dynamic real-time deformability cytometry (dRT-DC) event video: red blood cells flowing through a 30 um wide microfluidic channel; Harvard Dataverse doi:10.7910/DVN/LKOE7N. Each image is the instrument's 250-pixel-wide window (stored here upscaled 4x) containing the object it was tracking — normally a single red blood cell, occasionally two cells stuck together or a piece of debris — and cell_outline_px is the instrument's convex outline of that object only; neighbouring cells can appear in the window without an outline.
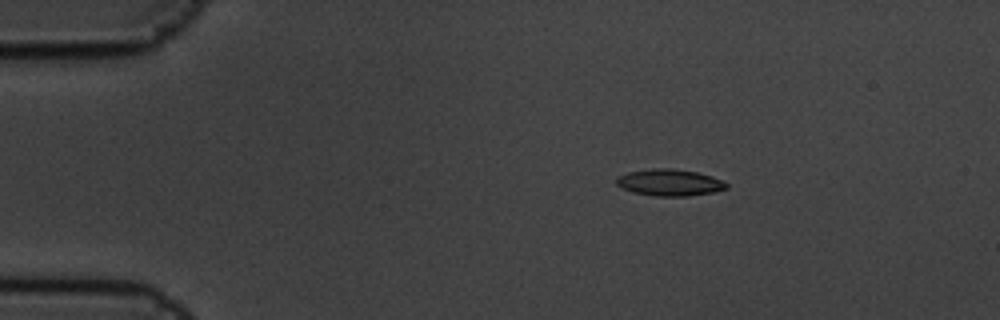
{"species": "common noctule bat (a hibernating species)", "species_latin": "Nyctalus noctula", "temperature_condition": "cold", "stored_images_in_passage": 15, "camera_frame_rate_fps": 3000, "um_per_image_px": 0.085, "animal": {"sex": "male", "body_mass_g": 19.5, "forearm_length_mm": 54.6}, "frame": {"image": 1, "passage_image": 3, "time_ms": 0.667, "image_size_px": [1000, 320], "cell_outline_px": [[728, 188], [712, 192], [688, 196], [656, 196], [632, 192], [616, 184], [616, 176], [628, 172], [656, 168], [672, 168], [696, 172], [712, 176], [724, 180], [728, 184]], "centroid_in_image_um": [56.93, 15.51], "position_along_channel_um": 28.1, "area_um2": 17.11}}
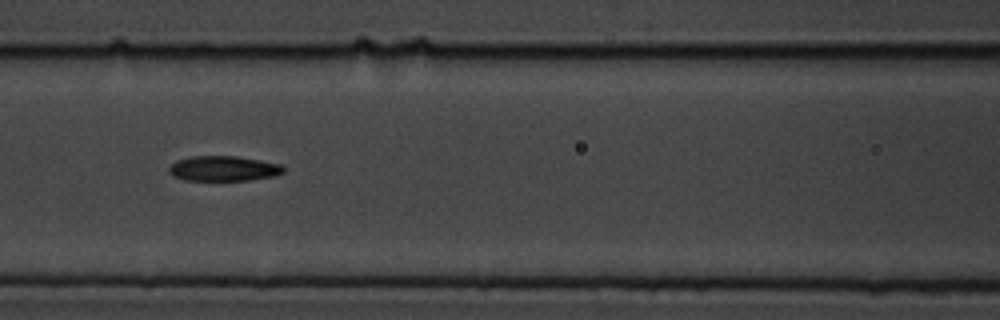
{"frame": {"image": 2, "passage_image": 7, "time_ms": 2.0, "image_size_px": [1000, 320], "cell_outline_px": [[284, 172], [276, 176], [248, 180], [184, 180], [172, 176], [168, 172], [168, 168], [176, 160], [192, 156], [236, 156], [260, 160], [280, 164], [284, 168]], "centroid_in_image_um": [18.98, 14.32], "position_along_channel_um": 147.6, "area_um2": 16.82}}
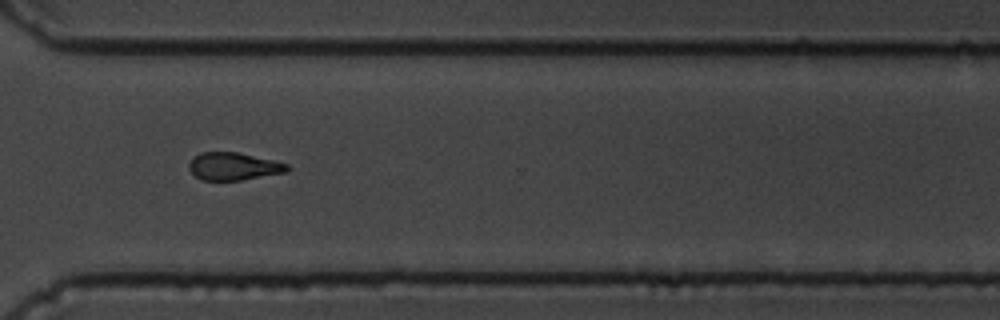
{"frame": {"image": 3, "passage_image": 12, "time_ms": 3.667, "image_size_px": [1000, 320], "cell_outline_px": [[292, 168], [288, 172], [240, 180], [200, 180], [188, 168], [188, 164], [200, 152], [236, 152], [272, 160], [288, 164]], "centroid_in_image_um": [19.88, 14.15], "position_along_channel_um": 350.7, "area_um2": 15.72}}